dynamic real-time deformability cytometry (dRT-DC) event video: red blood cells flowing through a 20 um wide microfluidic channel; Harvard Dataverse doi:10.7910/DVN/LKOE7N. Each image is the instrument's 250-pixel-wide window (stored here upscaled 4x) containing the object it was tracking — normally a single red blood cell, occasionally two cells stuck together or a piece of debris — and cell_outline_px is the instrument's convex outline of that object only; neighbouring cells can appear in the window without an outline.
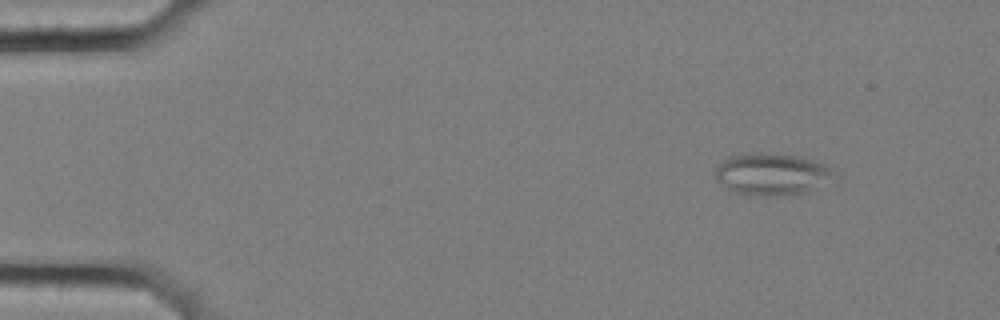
{"species": "common noctule bat (a hibernating species)", "species_latin": "Nyctalus noctula", "temperature_condition": "cold", "stored_images_in_passage": 5, "camera_frame_rate_fps": 3000, "um_per_image_px": 0.085, "animal": {"sex": "female", "body_mass_g": 25.1}, "frame": {"image": 1, "passage_image": 1, "time_ms": 0.0, "image_size_px": [1000, 320], "cell_outline_px": [[840, 180], [808, 192], [788, 196], [760, 196], [736, 192], [720, 184], [716, 180], [712, 172], [728, 156], [760, 152], [800, 156], [832, 164], [836, 168], [840, 176]], "centroid_in_image_um": [65.8, 14.81], "position_along_channel_um": 19.2, "area_um2": 30.58}}
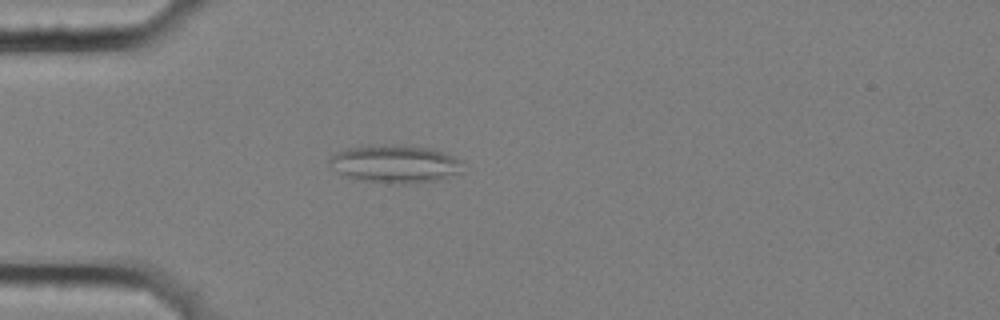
{"frame": {"image": 2, "passage_image": 4, "time_ms": 1.0, "image_size_px": [1000, 320], "cell_outline_px": [[460, 172], [436, 180], [360, 180], [336, 172], [328, 164], [328, 160], [332, 156], [348, 148], [368, 144], [428, 148], [444, 152], [460, 160]], "centroid_in_image_um": [33.5, 13.87], "position_along_channel_um": 51.5, "area_um2": 27.69}}